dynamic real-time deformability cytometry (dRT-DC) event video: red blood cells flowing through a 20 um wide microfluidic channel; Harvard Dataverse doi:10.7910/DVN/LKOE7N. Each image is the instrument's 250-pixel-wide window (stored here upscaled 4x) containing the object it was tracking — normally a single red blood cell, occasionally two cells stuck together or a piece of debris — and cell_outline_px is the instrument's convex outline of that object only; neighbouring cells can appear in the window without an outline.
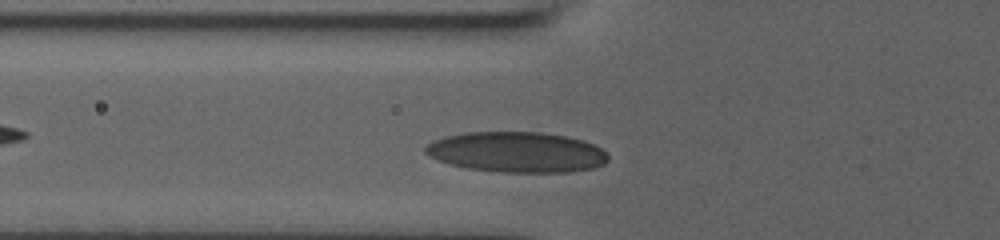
{"species": "human", "species_latin": "Homo sapiens", "temperature_condition": "room temperature", "stored_images_in_passage": 34, "camera_frame_rate_fps": 3000, "um_per_image_px": 0.085, "donor": {"sex": "male"}, "frame": {"image": 1, "passage_image": 5, "time_ms": 1.333, "image_size_px": [1000, 240], "cell_outline_px": [[608, 160], [604, 164], [592, 168], [568, 172], [500, 172], [464, 168], [448, 164], [428, 156], [424, 152], [424, 148], [432, 140], [444, 136], [464, 132], [540, 132], [564, 136], [584, 140], [600, 148], [608, 156]], "centroid_in_image_um": [43.86, 12.93], "position_along_channel_um": 81.9, "area_um2": 43.29}}
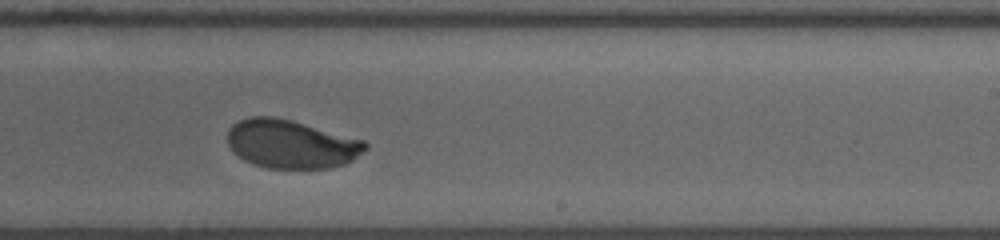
{"frame": {"image": 2, "passage_image": 19, "time_ms": 6.0, "image_size_px": [1000, 240], "cell_outline_px": [[368, 148], [352, 160], [344, 164], [328, 168], [268, 168], [252, 164], [244, 160], [232, 152], [228, 144], [228, 128], [232, 124], [248, 116], [272, 116], [292, 120], [364, 140], [368, 144]], "centroid_in_image_um": [24.72, 12.24], "position_along_channel_um": 264.3, "area_um2": 39.13}}
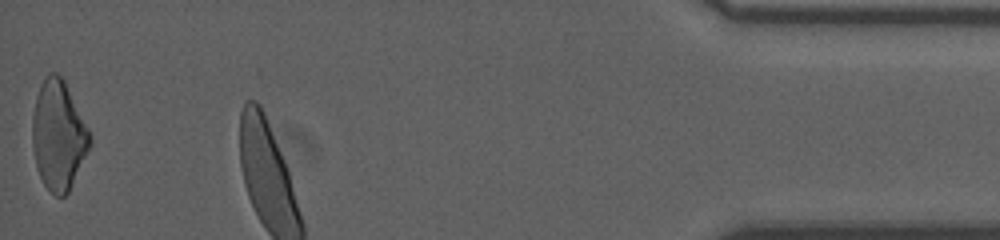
{"frame": {"image": 3, "passage_image": 34, "time_ms": 11.0, "image_size_px": [1000, 240], "cell_outline_px": [[92, 144], [68, 192], [64, 196], [56, 196], [44, 184], [36, 168], [32, 144], [32, 116], [36, 96], [40, 84], [48, 72], [56, 72], [64, 80], [92, 136]], "centroid_in_image_um": [4.96, 11.49], "position_along_channel_um": 430.2, "area_um2": 36.65}, "authors_computed_cell_mechanics": {"area_um2": 39.7375, "velocity_mm_per_s": 3.9113, "shape_relaxation_time_tau1_ms": 3.1845, "shape_relaxation_time_tau2_ms": null, "deformation_change_tau1": 0.1547, "deformation_change_tau2": null}}